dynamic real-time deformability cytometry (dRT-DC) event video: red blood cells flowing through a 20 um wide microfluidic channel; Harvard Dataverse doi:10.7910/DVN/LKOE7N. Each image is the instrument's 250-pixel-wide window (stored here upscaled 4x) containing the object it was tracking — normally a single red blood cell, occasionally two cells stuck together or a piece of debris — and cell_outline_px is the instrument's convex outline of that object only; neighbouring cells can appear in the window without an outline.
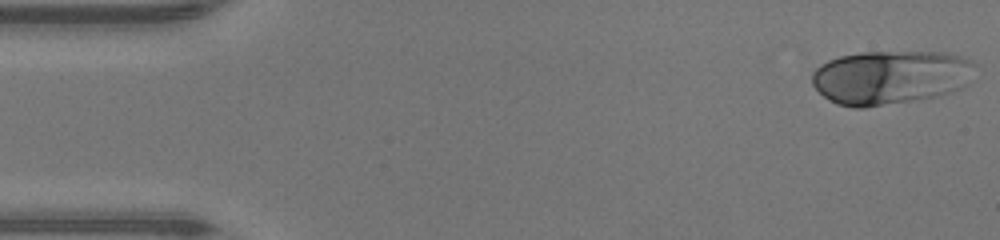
{"species": "human", "species_latin": "Homo sapiens", "temperature_condition": "warm", "stored_images_in_passage": 46, "camera_frame_rate_fps": 3000, "um_per_image_px": 0.085, "donor": {"sex": "male"}, "frame": {"image": 1, "passage_image": 1, "time_ms": 0.0, "image_size_px": [1000, 240], "cell_outline_px": [[972, 64], [964, 84], [960, 88], [936, 96], [864, 108], [852, 108], [836, 104], [824, 96], [812, 84], [812, 72], [820, 64], [828, 60], [840, 56], [860, 52], [940, 52], [956, 56], [968, 60]], "centroid_in_image_um": [75.55, 6.57], "position_along_channel_um": 9.5, "area_um2": 50.4}}
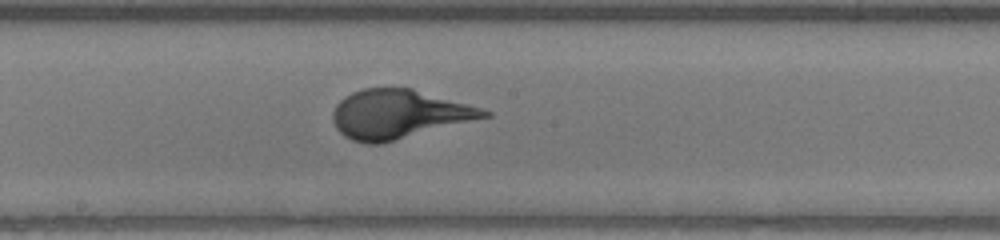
{"frame": {"image": 2, "passage_image": 24, "time_ms": 7.667, "image_size_px": [1000, 240], "cell_outline_px": [[492, 116], [380, 144], [368, 144], [352, 140], [344, 136], [336, 128], [332, 120], [332, 112], [336, 104], [344, 96], [352, 92], [364, 88], [412, 88], [480, 108], [492, 112]], "centroid_in_image_um": [33.85, 9.71], "position_along_channel_um": 214.3, "area_um2": 42.95}}
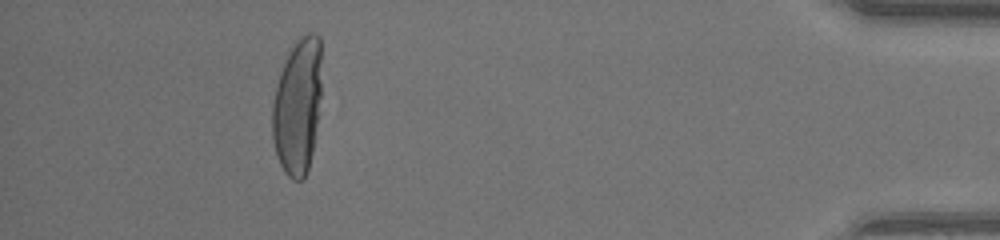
{"frame": {"image": 3, "passage_image": 42, "time_ms": 13.667, "image_size_px": [1000, 240], "cell_outline_px": [[320, 96], [312, 152], [308, 168], [304, 180], [292, 180], [284, 172], [280, 164], [276, 152], [272, 136], [272, 104], [276, 84], [280, 72], [288, 52], [300, 36], [308, 32], [312, 32], [320, 36]], "centroid_in_image_um": [25.27, 9.02], "position_along_channel_um": 409.9, "area_um2": 38.96}}